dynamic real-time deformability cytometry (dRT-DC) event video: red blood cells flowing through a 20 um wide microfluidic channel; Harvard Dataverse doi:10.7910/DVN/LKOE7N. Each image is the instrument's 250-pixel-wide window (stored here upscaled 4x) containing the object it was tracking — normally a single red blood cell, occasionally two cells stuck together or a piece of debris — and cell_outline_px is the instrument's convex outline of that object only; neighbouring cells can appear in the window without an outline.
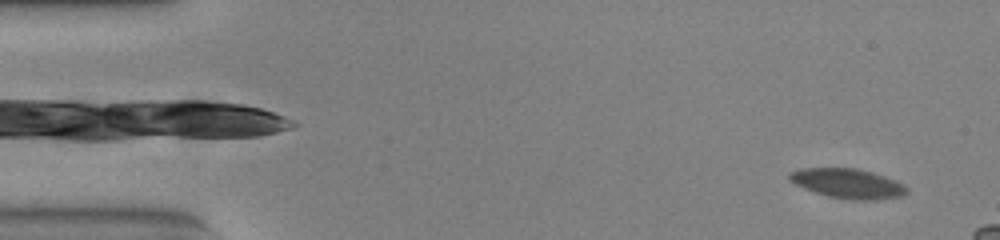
{"species": "common noctule bat (a hibernating species)", "species_latin": "Nyctalus noctula", "temperature_condition": "warm", "stored_images_in_passage": 14, "camera_frame_rate_fps": 3000, "um_per_image_px": 0.085, "animal": {"sex": "female", "body_mass_g": 23.0, "forearm_length_mm": 53.4}, "frame": {"image": 1, "passage_image": 3, "time_ms": 0.667, "image_size_px": [1000, 240], "cell_outline_px": [[908, 192], [900, 196], [876, 200], [852, 200], [828, 196], [804, 188], [788, 180], [788, 172], [800, 168], [856, 168], [872, 172], [896, 180], [904, 184], [908, 188]], "centroid_in_image_um": [72.06, 15.59], "position_along_channel_um": 12.9, "area_um2": 20.35}}